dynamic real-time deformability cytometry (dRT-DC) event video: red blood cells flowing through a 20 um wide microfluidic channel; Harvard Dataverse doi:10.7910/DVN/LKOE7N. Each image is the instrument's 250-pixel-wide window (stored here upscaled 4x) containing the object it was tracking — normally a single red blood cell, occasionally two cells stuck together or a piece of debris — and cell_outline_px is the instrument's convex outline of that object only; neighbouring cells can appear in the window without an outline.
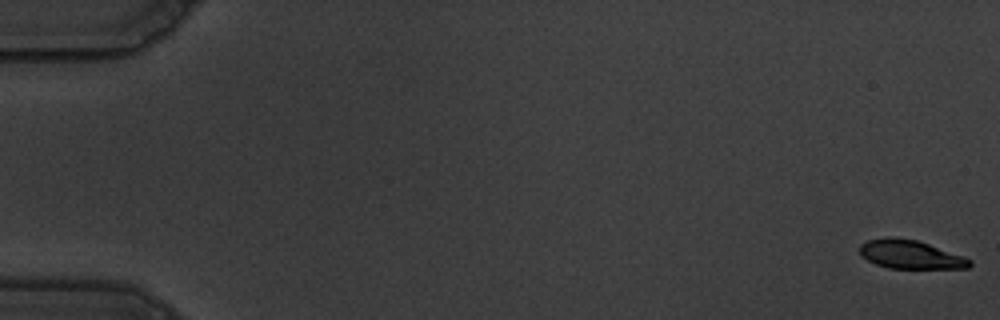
{"species": "common noctule bat (a hibernating species)", "species_latin": "Nyctalus noctula", "temperature_condition": "warm", "stored_images_in_passage": 58, "camera_frame_rate_fps": 3000, "um_per_image_px": 0.085, "animal": {"sex": "male", "body_mass_g": 19.5, "forearm_length_mm": 54.6}, "frame": {"image": 1, "passage_image": 1, "time_ms": 0.0, "image_size_px": [1000, 320], "cell_outline_px": [[972, 264], [968, 268], [888, 268], [876, 264], [860, 256], [860, 244], [868, 240], [888, 236], [896, 236], [916, 240], [964, 256], [972, 260]], "centroid_in_image_um": [77.36, 21.62], "position_along_channel_um": 7.6, "area_um2": 18.38}}
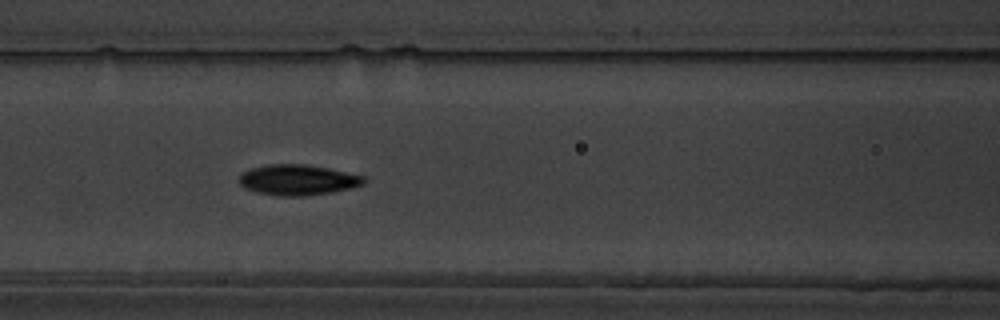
{"frame": {"image": 2, "passage_image": 26, "time_ms": 8.333, "image_size_px": [1000, 320], "cell_outline_px": [[368, 180], [364, 184], [332, 192], [304, 196], [280, 196], [256, 192], [244, 188], [240, 184], [240, 176], [244, 172], [252, 168], [268, 164], [304, 164], [328, 168], [364, 176]], "centroid_in_image_um": [25.32, 15.29], "position_along_channel_um": 141.3, "area_um2": 22.08}}
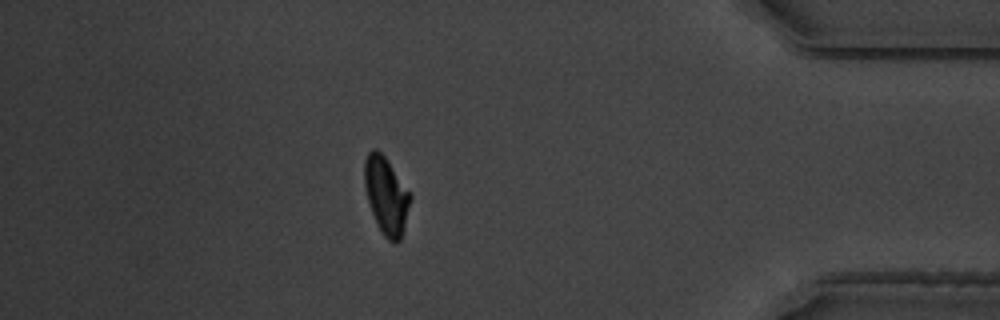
{"frame": {"image": 3, "passage_image": 51, "time_ms": 16.667, "image_size_px": [1000, 320], "cell_outline_px": [[412, 196], [400, 240], [396, 244], [388, 240], [384, 236], [372, 212], [364, 188], [364, 160], [368, 152], [372, 148], [376, 148], [384, 156], [412, 192]], "centroid_in_image_um": [32.83, 16.58], "position_along_channel_um": 402.4, "area_um2": 20.63}, "authors_computed_cell_mechanics": {"area_um2": 20.7791, "velocity_mm_per_s": 3.5761, "shape_relaxation_time_tau1_ms": 2.8993, "shape_relaxation_time_tau2_ms": 2.3906, "deformation_change_tau1": 0.1459, "deformation_change_tau2": 0.0587}}